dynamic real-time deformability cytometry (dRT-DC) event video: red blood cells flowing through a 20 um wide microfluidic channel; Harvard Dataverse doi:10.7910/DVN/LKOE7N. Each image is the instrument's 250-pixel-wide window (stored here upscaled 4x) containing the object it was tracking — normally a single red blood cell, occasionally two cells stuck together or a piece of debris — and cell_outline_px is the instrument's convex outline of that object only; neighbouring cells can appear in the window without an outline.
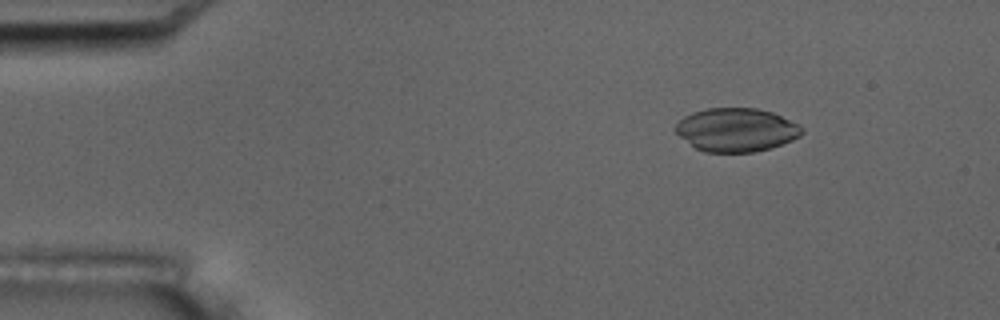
{"species": "common noctule bat (a hibernating species)", "species_latin": "Nyctalus noctula", "temperature_condition": "room temperature", "stored_images_in_passage": 17, "camera_frame_rate_fps": 3000, "um_per_image_px": 0.085, "animal": {"sex": "male", "body_mass_g": 17.5, "forearm_length_mm": 52.3}, "frame": {"image": 1, "passage_image": 3, "time_ms": 2.0, "image_size_px": [1000, 320], "cell_outline_px": [[804, 132], [800, 136], [792, 140], [772, 148], [752, 152], [704, 152], [696, 148], [680, 136], [672, 128], [684, 116], [692, 112], [708, 108], [756, 108], [772, 112], [800, 124], [804, 128]], "centroid_in_image_um": [62.61, 11.03], "position_along_channel_um": 22.4, "area_um2": 32.19}}